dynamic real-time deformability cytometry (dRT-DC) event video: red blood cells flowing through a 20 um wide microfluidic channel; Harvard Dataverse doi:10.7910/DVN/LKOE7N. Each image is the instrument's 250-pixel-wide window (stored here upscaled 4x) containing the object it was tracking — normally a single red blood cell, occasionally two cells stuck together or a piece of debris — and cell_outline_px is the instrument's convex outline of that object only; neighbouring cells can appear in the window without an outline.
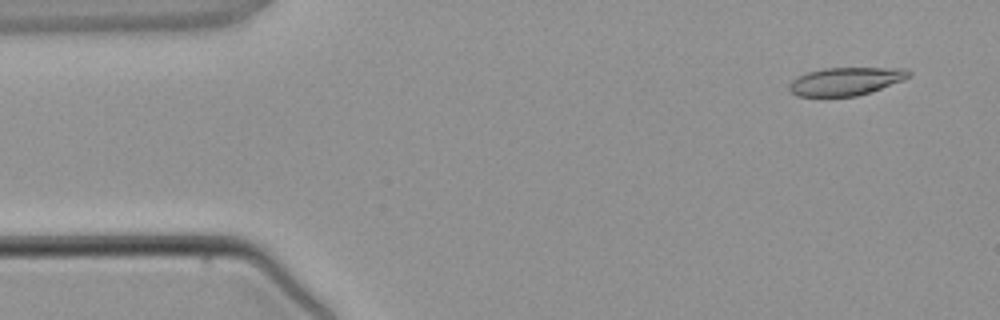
{"species": "common noctule bat (a hibernating species)", "species_latin": "Nyctalus noctula", "temperature_condition": "warm", "stored_images_in_passage": 3, "camera_frame_rate_fps": 3000, "um_per_image_px": 0.085, "animal": {"sex": "male", "body_mass_g": 21.5, "forearm_length_mm": 52.0}, "frame": {"image": 1, "passage_image": 1, "time_ms": 0.0, "image_size_px": [1000, 320], "cell_outline_px": [[912, 76], [904, 80], [856, 96], [796, 96], [788, 88], [788, 84], [792, 80], [808, 72], [824, 68], [908, 68], [912, 72]], "centroid_in_image_um": [71.92, 6.9], "position_along_channel_um": 13.1, "area_um2": 19.42}}